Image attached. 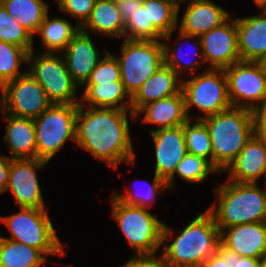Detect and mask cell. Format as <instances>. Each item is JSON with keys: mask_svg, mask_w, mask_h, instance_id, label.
<instances>
[{"mask_svg": "<svg viewBox=\"0 0 266 267\" xmlns=\"http://www.w3.org/2000/svg\"><path fill=\"white\" fill-rule=\"evenodd\" d=\"M27 59L28 52L24 48L0 41V88L27 72L19 70L23 62L27 63Z\"/></svg>", "mask_w": 266, "mask_h": 267, "instance_id": "33", "label": "cell"}, {"mask_svg": "<svg viewBox=\"0 0 266 267\" xmlns=\"http://www.w3.org/2000/svg\"><path fill=\"white\" fill-rule=\"evenodd\" d=\"M46 209L20 207L18 213L1 215L0 221L10 231L9 237L3 238L39 249L45 256H66Z\"/></svg>", "mask_w": 266, "mask_h": 267, "instance_id": "5", "label": "cell"}, {"mask_svg": "<svg viewBox=\"0 0 266 267\" xmlns=\"http://www.w3.org/2000/svg\"><path fill=\"white\" fill-rule=\"evenodd\" d=\"M148 130L155 146V174L167 181L187 154L183 125Z\"/></svg>", "mask_w": 266, "mask_h": 267, "instance_id": "15", "label": "cell"}, {"mask_svg": "<svg viewBox=\"0 0 266 267\" xmlns=\"http://www.w3.org/2000/svg\"><path fill=\"white\" fill-rule=\"evenodd\" d=\"M128 115L132 120L136 118L131 109L86 107V104L79 103L75 143L115 170L121 162L133 166L136 154Z\"/></svg>", "mask_w": 266, "mask_h": 267, "instance_id": "1", "label": "cell"}, {"mask_svg": "<svg viewBox=\"0 0 266 267\" xmlns=\"http://www.w3.org/2000/svg\"><path fill=\"white\" fill-rule=\"evenodd\" d=\"M120 267H169L163 254H141L133 255L127 262Z\"/></svg>", "mask_w": 266, "mask_h": 267, "instance_id": "39", "label": "cell"}, {"mask_svg": "<svg viewBox=\"0 0 266 267\" xmlns=\"http://www.w3.org/2000/svg\"><path fill=\"white\" fill-rule=\"evenodd\" d=\"M241 61L257 62L266 54V10L260 15L236 18Z\"/></svg>", "mask_w": 266, "mask_h": 267, "instance_id": "20", "label": "cell"}, {"mask_svg": "<svg viewBox=\"0 0 266 267\" xmlns=\"http://www.w3.org/2000/svg\"><path fill=\"white\" fill-rule=\"evenodd\" d=\"M220 242L241 257L261 259L266 254V221L223 228Z\"/></svg>", "mask_w": 266, "mask_h": 267, "instance_id": "17", "label": "cell"}, {"mask_svg": "<svg viewBox=\"0 0 266 267\" xmlns=\"http://www.w3.org/2000/svg\"><path fill=\"white\" fill-rule=\"evenodd\" d=\"M121 80L120 64L114 54L105 49V54L93 69L85 84H106Z\"/></svg>", "mask_w": 266, "mask_h": 267, "instance_id": "37", "label": "cell"}, {"mask_svg": "<svg viewBox=\"0 0 266 267\" xmlns=\"http://www.w3.org/2000/svg\"><path fill=\"white\" fill-rule=\"evenodd\" d=\"M78 104H52L34 118L37 158L49 162L64 144L75 142Z\"/></svg>", "mask_w": 266, "mask_h": 267, "instance_id": "9", "label": "cell"}, {"mask_svg": "<svg viewBox=\"0 0 266 267\" xmlns=\"http://www.w3.org/2000/svg\"><path fill=\"white\" fill-rule=\"evenodd\" d=\"M202 120L210 133L213 166L223 173L254 134L252 111L231 107Z\"/></svg>", "mask_w": 266, "mask_h": 267, "instance_id": "4", "label": "cell"}, {"mask_svg": "<svg viewBox=\"0 0 266 267\" xmlns=\"http://www.w3.org/2000/svg\"><path fill=\"white\" fill-rule=\"evenodd\" d=\"M253 133L260 140L266 142V101L252 109Z\"/></svg>", "mask_w": 266, "mask_h": 267, "instance_id": "40", "label": "cell"}, {"mask_svg": "<svg viewBox=\"0 0 266 267\" xmlns=\"http://www.w3.org/2000/svg\"><path fill=\"white\" fill-rule=\"evenodd\" d=\"M202 267H229L228 266V248L221 242L217 252L210 256L202 265Z\"/></svg>", "mask_w": 266, "mask_h": 267, "instance_id": "41", "label": "cell"}, {"mask_svg": "<svg viewBox=\"0 0 266 267\" xmlns=\"http://www.w3.org/2000/svg\"><path fill=\"white\" fill-rule=\"evenodd\" d=\"M47 163L38 158L11 159L5 191H11L19 207L46 208L36 171Z\"/></svg>", "mask_w": 266, "mask_h": 267, "instance_id": "13", "label": "cell"}, {"mask_svg": "<svg viewBox=\"0 0 266 267\" xmlns=\"http://www.w3.org/2000/svg\"><path fill=\"white\" fill-rule=\"evenodd\" d=\"M172 1L176 2L179 5V3H181L183 0H172Z\"/></svg>", "mask_w": 266, "mask_h": 267, "instance_id": "48", "label": "cell"}, {"mask_svg": "<svg viewBox=\"0 0 266 267\" xmlns=\"http://www.w3.org/2000/svg\"><path fill=\"white\" fill-rule=\"evenodd\" d=\"M120 11L121 19L125 22L135 10L142 5L143 0H115Z\"/></svg>", "mask_w": 266, "mask_h": 267, "instance_id": "43", "label": "cell"}, {"mask_svg": "<svg viewBox=\"0 0 266 267\" xmlns=\"http://www.w3.org/2000/svg\"><path fill=\"white\" fill-rule=\"evenodd\" d=\"M6 133L4 141L10 151V159L37 158L36 131L34 120L4 113Z\"/></svg>", "mask_w": 266, "mask_h": 267, "instance_id": "22", "label": "cell"}, {"mask_svg": "<svg viewBox=\"0 0 266 267\" xmlns=\"http://www.w3.org/2000/svg\"><path fill=\"white\" fill-rule=\"evenodd\" d=\"M120 56H115L120 64L121 81L132 97L141 85L164 64L162 41H123Z\"/></svg>", "mask_w": 266, "mask_h": 267, "instance_id": "8", "label": "cell"}, {"mask_svg": "<svg viewBox=\"0 0 266 267\" xmlns=\"http://www.w3.org/2000/svg\"><path fill=\"white\" fill-rule=\"evenodd\" d=\"M59 10L76 19L81 27L90 17L96 0H57Z\"/></svg>", "mask_w": 266, "mask_h": 267, "instance_id": "38", "label": "cell"}, {"mask_svg": "<svg viewBox=\"0 0 266 267\" xmlns=\"http://www.w3.org/2000/svg\"><path fill=\"white\" fill-rule=\"evenodd\" d=\"M89 33L80 30L67 45L63 58L74 82L81 88L103 58Z\"/></svg>", "mask_w": 266, "mask_h": 267, "instance_id": "18", "label": "cell"}, {"mask_svg": "<svg viewBox=\"0 0 266 267\" xmlns=\"http://www.w3.org/2000/svg\"><path fill=\"white\" fill-rule=\"evenodd\" d=\"M224 172H228L229 181L258 183L261 177H266V142L253 134Z\"/></svg>", "mask_w": 266, "mask_h": 267, "instance_id": "19", "label": "cell"}, {"mask_svg": "<svg viewBox=\"0 0 266 267\" xmlns=\"http://www.w3.org/2000/svg\"><path fill=\"white\" fill-rule=\"evenodd\" d=\"M163 64L131 97V111L135 114L145 104L176 95L181 91V78Z\"/></svg>", "mask_w": 266, "mask_h": 267, "instance_id": "21", "label": "cell"}, {"mask_svg": "<svg viewBox=\"0 0 266 267\" xmlns=\"http://www.w3.org/2000/svg\"><path fill=\"white\" fill-rule=\"evenodd\" d=\"M142 5H147L148 25L164 35L162 41H171L179 23L178 4L172 0H143Z\"/></svg>", "mask_w": 266, "mask_h": 267, "instance_id": "30", "label": "cell"}, {"mask_svg": "<svg viewBox=\"0 0 266 267\" xmlns=\"http://www.w3.org/2000/svg\"><path fill=\"white\" fill-rule=\"evenodd\" d=\"M124 25L125 39L161 41L164 36L154 25H148L147 5L139 6Z\"/></svg>", "mask_w": 266, "mask_h": 267, "instance_id": "34", "label": "cell"}, {"mask_svg": "<svg viewBox=\"0 0 266 267\" xmlns=\"http://www.w3.org/2000/svg\"><path fill=\"white\" fill-rule=\"evenodd\" d=\"M224 72L232 107L252 110L266 101V74L257 62L239 61Z\"/></svg>", "mask_w": 266, "mask_h": 267, "instance_id": "12", "label": "cell"}, {"mask_svg": "<svg viewBox=\"0 0 266 267\" xmlns=\"http://www.w3.org/2000/svg\"><path fill=\"white\" fill-rule=\"evenodd\" d=\"M186 1L188 4L177 28L188 34L201 36L226 22L233 14L211 0H183L178 5V15L181 4Z\"/></svg>", "mask_w": 266, "mask_h": 267, "instance_id": "16", "label": "cell"}, {"mask_svg": "<svg viewBox=\"0 0 266 267\" xmlns=\"http://www.w3.org/2000/svg\"><path fill=\"white\" fill-rule=\"evenodd\" d=\"M26 70L44 88L53 104H79L77 96L79 86L74 82L66 68L62 55L57 53H28Z\"/></svg>", "mask_w": 266, "mask_h": 267, "instance_id": "10", "label": "cell"}, {"mask_svg": "<svg viewBox=\"0 0 266 267\" xmlns=\"http://www.w3.org/2000/svg\"><path fill=\"white\" fill-rule=\"evenodd\" d=\"M111 215L135 255L154 254L162 247L164 222L146 208L127 205L111 196Z\"/></svg>", "mask_w": 266, "mask_h": 267, "instance_id": "6", "label": "cell"}, {"mask_svg": "<svg viewBox=\"0 0 266 267\" xmlns=\"http://www.w3.org/2000/svg\"><path fill=\"white\" fill-rule=\"evenodd\" d=\"M257 63L259 64L261 70L266 74V54L263 55Z\"/></svg>", "mask_w": 266, "mask_h": 267, "instance_id": "45", "label": "cell"}, {"mask_svg": "<svg viewBox=\"0 0 266 267\" xmlns=\"http://www.w3.org/2000/svg\"><path fill=\"white\" fill-rule=\"evenodd\" d=\"M80 103L89 107L131 109V96L125 90L124 83L114 81L106 84H84ZM127 97V98H126Z\"/></svg>", "mask_w": 266, "mask_h": 267, "instance_id": "25", "label": "cell"}, {"mask_svg": "<svg viewBox=\"0 0 266 267\" xmlns=\"http://www.w3.org/2000/svg\"><path fill=\"white\" fill-rule=\"evenodd\" d=\"M185 111L188 119L205 117L226 111L232 107L228 94V83L224 69H206L188 80H181ZM196 107L203 115L191 116L190 110Z\"/></svg>", "mask_w": 266, "mask_h": 267, "instance_id": "7", "label": "cell"}, {"mask_svg": "<svg viewBox=\"0 0 266 267\" xmlns=\"http://www.w3.org/2000/svg\"><path fill=\"white\" fill-rule=\"evenodd\" d=\"M175 30H177L178 35L175 42H171L172 45H168V42L166 43V41H162L163 43V47H164V64L170 68H172L176 74L179 76H181L180 78L182 79L183 74H190L191 76L195 73V71L197 69L194 70V68H200L202 66V64H205V59H204V55H203V50H202V43H201V39L200 36H196V35H192V34H188L185 33L183 31H181L180 29L176 28ZM193 38V39H192ZM197 39L195 42H193L192 44L194 46H190L194 48L195 52H191L192 54H196L195 56L198 57V59H195V61H190L191 59H188L189 62H183V60H187V58H183L181 57L182 55V49L181 46H178L180 43L182 44L183 41H187V40H194ZM187 39V40H186ZM182 41V42H180ZM180 42V43H179ZM174 43V44H173ZM199 49V50H198ZM188 54V53H187ZM188 57V56H187ZM199 66V67H198ZM185 72V73H183ZM182 74V75H181Z\"/></svg>", "mask_w": 266, "mask_h": 267, "instance_id": "27", "label": "cell"}, {"mask_svg": "<svg viewBox=\"0 0 266 267\" xmlns=\"http://www.w3.org/2000/svg\"><path fill=\"white\" fill-rule=\"evenodd\" d=\"M253 1L258 8H261V10H266V0H253Z\"/></svg>", "mask_w": 266, "mask_h": 267, "instance_id": "46", "label": "cell"}, {"mask_svg": "<svg viewBox=\"0 0 266 267\" xmlns=\"http://www.w3.org/2000/svg\"><path fill=\"white\" fill-rule=\"evenodd\" d=\"M261 266L266 267V254L261 258Z\"/></svg>", "mask_w": 266, "mask_h": 267, "instance_id": "47", "label": "cell"}, {"mask_svg": "<svg viewBox=\"0 0 266 267\" xmlns=\"http://www.w3.org/2000/svg\"><path fill=\"white\" fill-rule=\"evenodd\" d=\"M47 260L39 249L0 236V267H40Z\"/></svg>", "mask_w": 266, "mask_h": 267, "instance_id": "29", "label": "cell"}, {"mask_svg": "<svg viewBox=\"0 0 266 267\" xmlns=\"http://www.w3.org/2000/svg\"><path fill=\"white\" fill-rule=\"evenodd\" d=\"M258 183H239L226 179L218 184L216 201L207 209L221 231L230 226L266 221V190Z\"/></svg>", "mask_w": 266, "mask_h": 267, "instance_id": "3", "label": "cell"}, {"mask_svg": "<svg viewBox=\"0 0 266 267\" xmlns=\"http://www.w3.org/2000/svg\"><path fill=\"white\" fill-rule=\"evenodd\" d=\"M10 161L8 155H0V194L5 192L8 185Z\"/></svg>", "mask_w": 266, "mask_h": 267, "instance_id": "44", "label": "cell"}, {"mask_svg": "<svg viewBox=\"0 0 266 267\" xmlns=\"http://www.w3.org/2000/svg\"><path fill=\"white\" fill-rule=\"evenodd\" d=\"M183 132L187 152L207 159L213 165L210 133L204 121L202 119H188L183 124Z\"/></svg>", "mask_w": 266, "mask_h": 267, "instance_id": "32", "label": "cell"}, {"mask_svg": "<svg viewBox=\"0 0 266 267\" xmlns=\"http://www.w3.org/2000/svg\"><path fill=\"white\" fill-rule=\"evenodd\" d=\"M143 113V122L159 126L158 129L182 126L188 120L182 91L145 104L135 113L136 119Z\"/></svg>", "mask_w": 266, "mask_h": 267, "instance_id": "23", "label": "cell"}, {"mask_svg": "<svg viewBox=\"0 0 266 267\" xmlns=\"http://www.w3.org/2000/svg\"><path fill=\"white\" fill-rule=\"evenodd\" d=\"M148 187V189L146 188L147 191L143 193L142 191L136 192L138 191V189L136 191L134 189L135 192L131 191L130 187H127L124 190L125 195L119 194V192L114 191L112 193V196L127 205L138 206L141 208L148 209L149 206L151 207L154 204L153 202H155L156 197H158V194L160 196V193L162 194L166 190H169L167 182L164 179L158 177L156 174H154L153 181L152 183H149Z\"/></svg>", "mask_w": 266, "mask_h": 267, "instance_id": "36", "label": "cell"}, {"mask_svg": "<svg viewBox=\"0 0 266 267\" xmlns=\"http://www.w3.org/2000/svg\"><path fill=\"white\" fill-rule=\"evenodd\" d=\"M228 266L229 267H260L261 259L241 257L234 251L228 249Z\"/></svg>", "mask_w": 266, "mask_h": 267, "instance_id": "42", "label": "cell"}, {"mask_svg": "<svg viewBox=\"0 0 266 267\" xmlns=\"http://www.w3.org/2000/svg\"><path fill=\"white\" fill-rule=\"evenodd\" d=\"M124 21L115 0H96L90 17L81 26V30L89 33L124 38Z\"/></svg>", "mask_w": 266, "mask_h": 267, "instance_id": "24", "label": "cell"}, {"mask_svg": "<svg viewBox=\"0 0 266 267\" xmlns=\"http://www.w3.org/2000/svg\"><path fill=\"white\" fill-rule=\"evenodd\" d=\"M208 69H225L241 61L234 17L200 36Z\"/></svg>", "mask_w": 266, "mask_h": 267, "instance_id": "14", "label": "cell"}, {"mask_svg": "<svg viewBox=\"0 0 266 267\" xmlns=\"http://www.w3.org/2000/svg\"><path fill=\"white\" fill-rule=\"evenodd\" d=\"M80 30L81 27L77 23L76 26H73L65 18L53 17L50 19L49 13H47L36 34H39L41 38L43 53L57 54L66 49Z\"/></svg>", "mask_w": 266, "mask_h": 267, "instance_id": "26", "label": "cell"}, {"mask_svg": "<svg viewBox=\"0 0 266 267\" xmlns=\"http://www.w3.org/2000/svg\"><path fill=\"white\" fill-rule=\"evenodd\" d=\"M164 223L162 230V254L169 267H202L217 252L220 231L214 216L206 209L200 212L179 235ZM171 238L173 242L168 244Z\"/></svg>", "mask_w": 266, "mask_h": 267, "instance_id": "2", "label": "cell"}, {"mask_svg": "<svg viewBox=\"0 0 266 267\" xmlns=\"http://www.w3.org/2000/svg\"><path fill=\"white\" fill-rule=\"evenodd\" d=\"M0 3L33 38L49 12L44 0H0Z\"/></svg>", "mask_w": 266, "mask_h": 267, "instance_id": "28", "label": "cell"}, {"mask_svg": "<svg viewBox=\"0 0 266 267\" xmlns=\"http://www.w3.org/2000/svg\"><path fill=\"white\" fill-rule=\"evenodd\" d=\"M0 103V112L31 119L53 104L44 88L28 72L0 88Z\"/></svg>", "mask_w": 266, "mask_h": 267, "instance_id": "11", "label": "cell"}, {"mask_svg": "<svg viewBox=\"0 0 266 267\" xmlns=\"http://www.w3.org/2000/svg\"><path fill=\"white\" fill-rule=\"evenodd\" d=\"M0 41L24 48L28 53L33 49L34 38L11 16L0 3Z\"/></svg>", "mask_w": 266, "mask_h": 267, "instance_id": "35", "label": "cell"}, {"mask_svg": "<svg viewBox=\"0 0 266 267\" xmlns=\"http://www.w3.org/2000/svg\"><path fill=\"white\" fill-rule=\"evenodd\" d=\"M211 173H219V171L207 160L188 153L177 164L174 174L166 181L169 190L175 189L176 174L189 183L203 182L208 179Z\"/></svg>", "mask_w": 266, "mask_h": 267, "instance_id": "31", "label": "cell"}]
</instances>
